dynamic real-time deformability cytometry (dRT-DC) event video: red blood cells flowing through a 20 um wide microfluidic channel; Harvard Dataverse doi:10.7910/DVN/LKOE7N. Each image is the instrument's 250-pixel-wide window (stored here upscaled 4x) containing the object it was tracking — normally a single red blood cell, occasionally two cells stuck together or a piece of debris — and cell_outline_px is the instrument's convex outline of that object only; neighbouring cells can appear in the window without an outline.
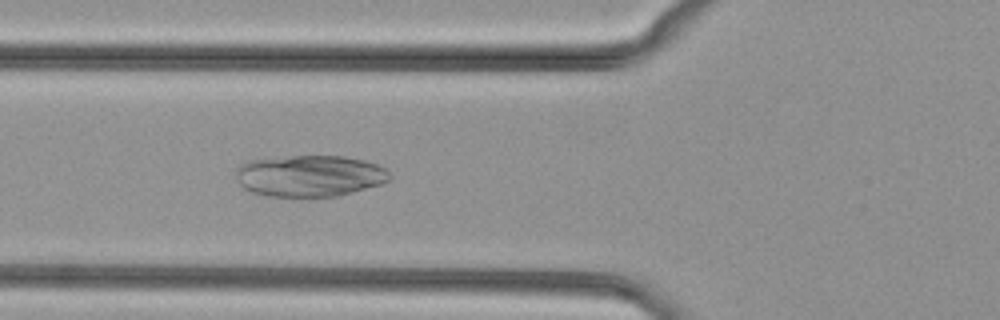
{"species": "common noctule bat (a hibernating species)", "species_latin": "Nyctalus noctula", "temperature_condition": "cold", "stored_images_in_passage": 35, "camera_frame_rate_fps": 3000, "um_per_image_px": 0.085, "animal": {"sex": "female", "body_mass_g": 29.2, "forearm_length_mm": 56.3}, "frame": {"image": 1, "passage_image": 9, "time_ms": 2.667, "image_size_px": [1000, 320], "cell_outline_px": [[392, 176], [388, 180], [380, 184], [352, 192], [336, 196], [268, 196], [252, 192], [244, 188], [236, 180], [236, 168], [240, 164], [248, 160], [292, 156], [344, 156], [364, 160], [376, 164], [384, 168]], "centroid_in_image_um": [26.29, 14.94], "position_along_channel_um": 99.5, "area_um2": 37.05}}
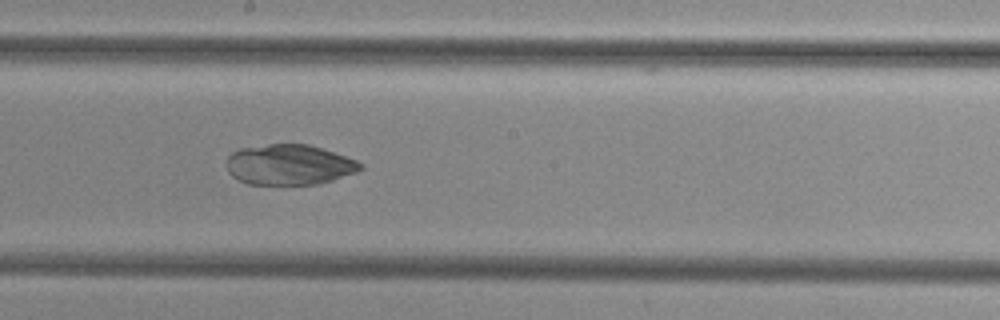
{"frame": {"image": 2, "passage_image": 18, "time_ms": 5.667, "image_size_px": [1000, 320], "cell_outline_px": [[364, 168], [356, 172], [332, 180], [316, 184], [248, 184], [232, 176], [228, 172], [228, 156], [232, 152], [240, 148], [268, 144], [308, 144], [356, 160], [364, 164]], "centroid_in_image_um": [24.58, 14.0], "position_along_channel_um": 223.6, "area_um2": 31.27}}
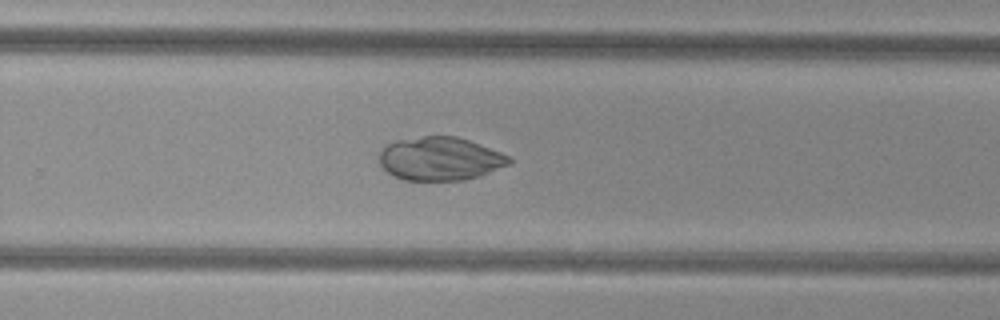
{"frame": {"image": 3, "passage_image": 23, "time_ms": 7.333, "image_size_px": [1000, 320], "cell_outline_px": [[512, 164], [480, 176], [464, 180], [404, 180], [392, 176], [380, 164], [380, 148], [384, 144], [396, 140], [424, 136], [456, 136], [468, 140], [512, 156]], "centroid_in_image_um": [37.42, 13.49], "position_along_channel_um": 292.4, "area_um2": 33.18}}